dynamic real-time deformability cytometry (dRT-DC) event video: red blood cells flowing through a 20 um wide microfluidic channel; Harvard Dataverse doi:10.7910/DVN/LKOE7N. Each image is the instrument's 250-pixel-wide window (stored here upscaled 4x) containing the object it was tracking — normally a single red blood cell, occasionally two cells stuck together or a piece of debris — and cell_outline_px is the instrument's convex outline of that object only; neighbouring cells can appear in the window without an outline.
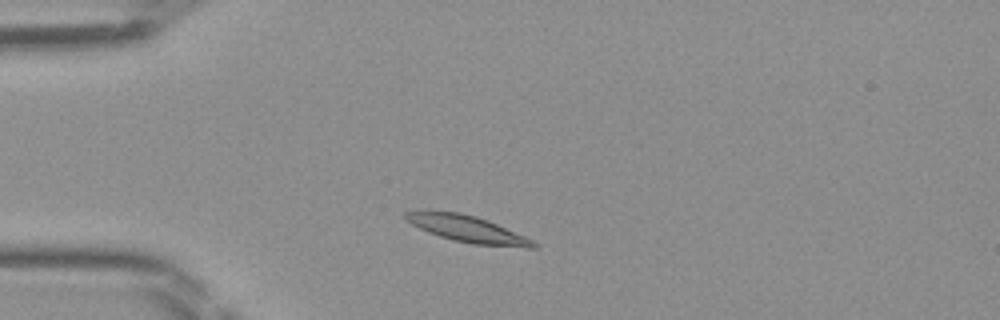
{"species": "Egyptian fruit bat (a non-hibernating species)", "species_latin": "Rousettus aegyptiacus", "temperature_condition": "room temperature", "stored_images_in_passage": 42, "camera_frame_rate_fps": 3000, "um_per_image_px": 0.085, "frame": {"image": 1, "passage_image": 6, "time_ms": 1.667, "image_size_px": [1000, 320], "cell_outline_px": [[540, 244], [536, 248], [528, 248], [472, 244], [452, 240], [428, 232], [404, 220], [404, 212], [424, 208], [460, 212], [476, 216], [488, 220], [524, 236]], "centroid_in_image_um": [39.66, 19.42], "position_along_channel_um": 45.3, "area_um2": 20.4}}
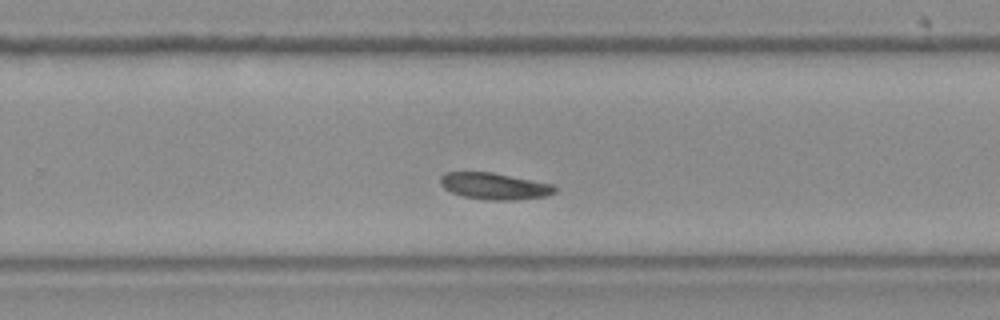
{"frame": {"image": 2, "passage_image": 25, "time_ms": 8.0, "image_size_px": [1000, 320], "cell_outline_px": [[556, 192], [544, 196], [512, 200], [488, 200], [464, 196], [452, 192], [444, 188], [440, 184], [440, 176], [444, 172], [492, 172], [552, 184], [556, 188]], "centroid_in_image_um": [41.99, 15.81], "position_along_channel_um": 287.8, "area_um2": 17.57}}
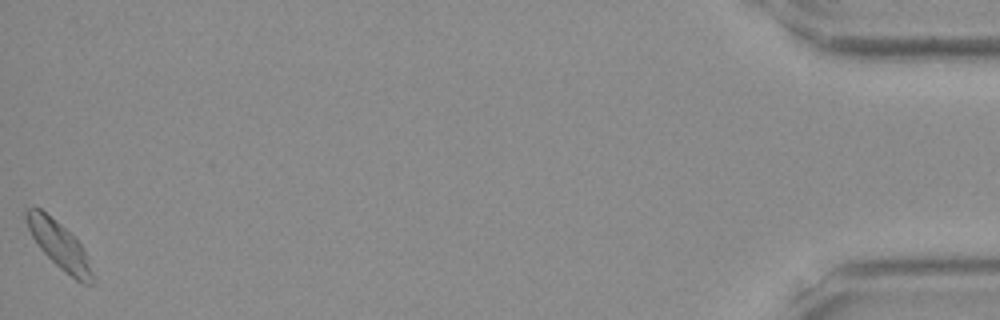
{"frame": {"image": 3, "passage_image": 42, "time_ms": 13.667, "image_size_px": [1000, 320], "cell_outline_px": [[96, 280], [92, 284], [84, 284], [76, 280], [60, 268], [40, 248], [32, 236], [28, 228], [24, 216], [24, 208], [32, 204], [40, 208], [60, 224], [84, 248], [96, 276]], "centroid_in_image_um": [5.04, 20.83], "position_along_channel_um": 430.2, "area_um2": 18.26}}